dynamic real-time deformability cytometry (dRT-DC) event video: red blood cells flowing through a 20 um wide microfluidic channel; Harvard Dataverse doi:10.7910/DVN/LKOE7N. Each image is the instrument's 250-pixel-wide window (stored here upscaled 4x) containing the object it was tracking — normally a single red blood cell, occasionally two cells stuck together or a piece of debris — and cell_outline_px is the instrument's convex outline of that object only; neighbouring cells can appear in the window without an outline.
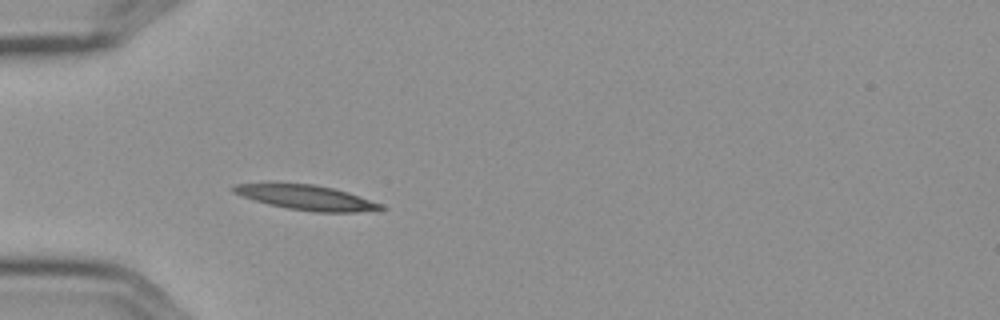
{"species": "Egyptian fruit bat (a non-hibernating species)", "species_latin": "Rousettus aegyptiacus", "temperature_condition": "cold", "stored_images_in_passage": 4, "camera_frame_rate_fps": 3000, "um_per_image_px": 0.085, "frame": {"image": 1, "passage_image": 4, "time_ms": 1.0, "image_size_px": [1000, 320], "cell_outline_px": [[388, 208], [356, 212], [312, 212], [288, 208], [268, 204], [232, 192], [232, 188], [236, 184], [312, 184], [332, 188], [348, 192], [384, 204]], "centroid_in_image_um": [26.14, 16.81], "position_along_channel_um": 58.9, "area_um2": 20.92}}